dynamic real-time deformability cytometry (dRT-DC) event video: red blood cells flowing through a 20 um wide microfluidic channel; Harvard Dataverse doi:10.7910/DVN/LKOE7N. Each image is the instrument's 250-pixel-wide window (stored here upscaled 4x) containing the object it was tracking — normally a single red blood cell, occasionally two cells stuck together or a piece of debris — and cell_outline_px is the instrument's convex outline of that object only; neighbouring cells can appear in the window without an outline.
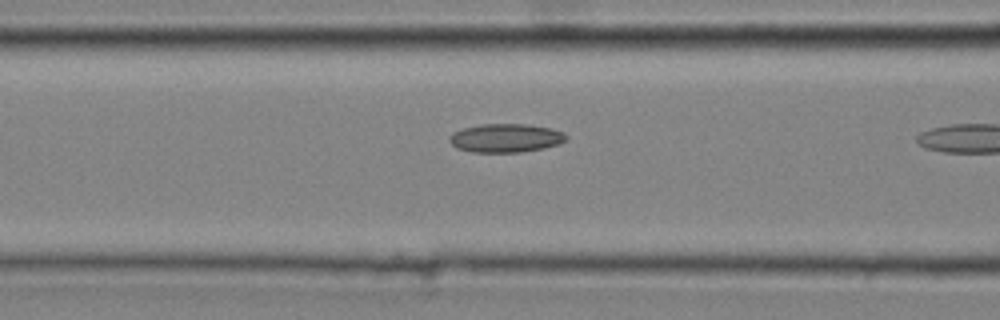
{"species": "common noctule bat (a hibernating species)", "species_latin": "Nyctalus noctula", "temperature_condition": "cold", "stored_images_in_passage": 8, "camera_frame_rate_fps": 3000, "um_per_image_px": 0.085, "animal": {"sex": "male", "body_mass_g": 20.4}, "frame": {"image": 1, "passage_image": 7, "time_ms": 2.0, "image_size_px": [1000, 320], "cell_outline_px": [[568, 140], [560, 144], [544, 148], [520, 152], [472, 152], [456, 148], [448, 140], [448, 136], [452, 132], [464, 128], [484, 124], [524, 124], [552, 128], [564, 132], [568, 136]], "centroid_in_image_um": [43.01, 11.73], "position_along_channel_um": 123.6, "area_um2": 19.65}}